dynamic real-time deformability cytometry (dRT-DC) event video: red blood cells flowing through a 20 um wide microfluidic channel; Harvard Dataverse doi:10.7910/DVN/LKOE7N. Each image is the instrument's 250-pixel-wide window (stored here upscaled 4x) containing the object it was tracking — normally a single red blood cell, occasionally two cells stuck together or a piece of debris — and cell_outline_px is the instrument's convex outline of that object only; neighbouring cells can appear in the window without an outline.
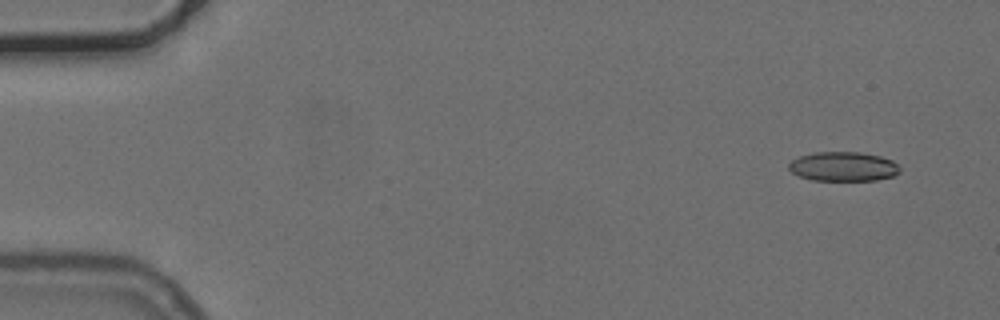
{"species": "common noctule bat (a hibernating species)", "species_latin": "Nyctalus noctula", "temperature_condition": "cold", "stored_images_in_passage": 21, "camera_frame_rate_fps": 3000, "um_per_image_px": 0.085, "animal": {"sex": "female", "body_mass_g": 24.6, "forearm_length_mm": 56.2}, "frame": {"image": 1, "passage_image": 1, "time_ms": 0.0, "image_size_px": [1000, 320], "cell_outline_px": [[900, 172], [892, 176], [876, 180], [812, 180], [800, 176], [792, 172], [788, 168], [788, 164], [792, 160], [800, 156], [812, 152], [860, 152], [880, 156], [892, 160], [900, 168]], "centroid_in_image_um": [71.67, 14.15], "position_along_channel_um": 13.3, "area_um2": 18.96}}
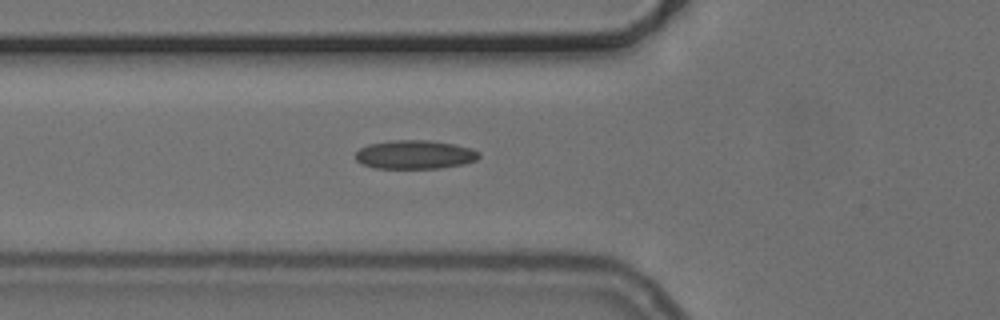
{"frame": {"image": 2, "passage_image": 17, "time_ms": 5.333, "image_size_px": [1000, 320], "cell_outline_px": [[480, 156], [476, 160], [464, 164], [440, 168], [376, 168], [360, 164], [356, 160], [356, 152], [360, 148], [368, 144], [392, 140], [432, 140], [472, 148], [480, 152]], "centroid_in_image_um": [35.26, 13.14], "position_along_channel_um": 90.5, "area_um2": 20.81}}
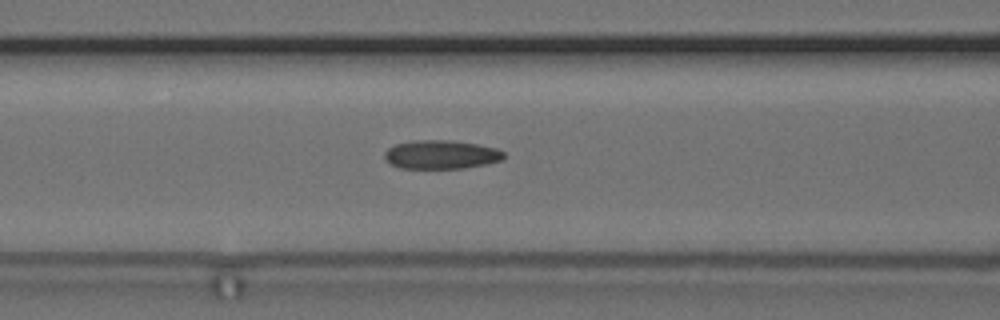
{"frame": {"image": 3, "passage_image": 20, "time_ms": 6.333, "image_size_px": [1000, 320], "cell_outline_px": [[504, 156], [500, 160], [484, 164], [464, 168], [400, 168], [384, 160], [384, 152], [388, 148], [396, 144], [412, 140], [452, 140], [476, 144], [496, 148], [504, 152]], "centroid_in_image_um": [37.45, 13.13], "position_along_channel_um": 129.2, "area_um2": 19.88}}